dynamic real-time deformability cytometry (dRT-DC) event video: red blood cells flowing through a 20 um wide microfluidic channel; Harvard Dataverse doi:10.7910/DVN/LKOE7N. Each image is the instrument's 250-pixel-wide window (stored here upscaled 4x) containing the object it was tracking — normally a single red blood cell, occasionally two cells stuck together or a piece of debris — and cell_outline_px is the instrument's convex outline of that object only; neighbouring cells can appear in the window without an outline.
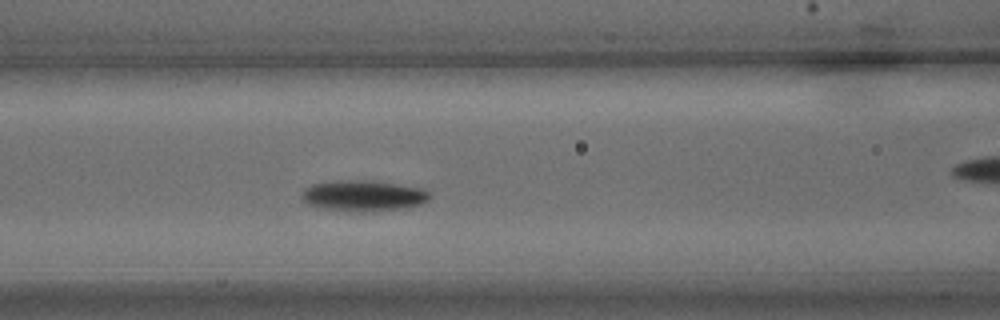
{"species": "common noctule bat (a hibernating species)", "species_latin": "Nyctalus noctula", "temperature_condition": "warm", "stored_images_in_passage": 30, "camera_frame_rate_fps": 3000, "um_per_image_px": 0.085, "animal": {"sex": "male", "body_mass_g": 15.6}, "frame": {"image": 1, "passage_image": 10, "time_ms": 3.0, "image_size_px": [1000, 320], "cell_outline_px": [[432, 196], [428, 200], [420, 204], [408, 208], [372, 212], [324, 208], [308, 204], [300, 196], [300, 192], [304, 188], [312, 184], [336, 180], [372, 180], [424, 188], [432, 192]], "centroid_in_image_um": [30.94, 16.62], "position_along_channel_um": 135.7, "area_um2": 23.35}}
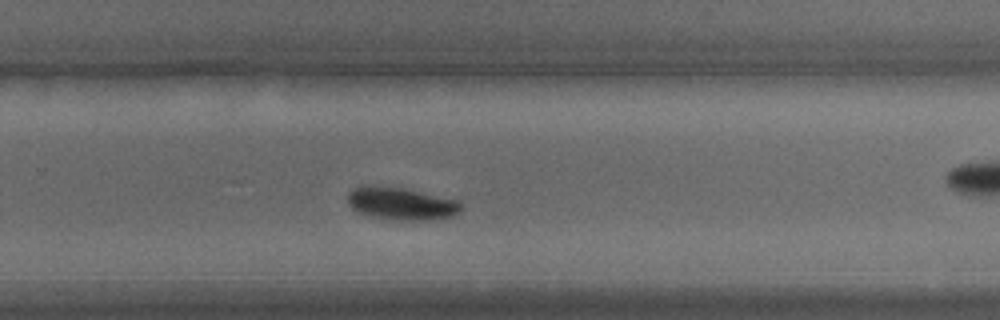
{"frame": {"image": 2, "passage_image": 18, "time_ms": 5.667, "image_size_px": [1000, 320], "cell_outline_px": [[464, 204], [460, 212], [452, 216], [436, 220], [400, 220], [372, 216], [360, 212], [352, 208], [348, 204], [348, 192], [352, 188], [364, 184], [368, 184], [404, 188], [460, 200]], "centroid_in_image_um": [34.14, 17.28], "position_along_channel_um": 295.7, "area_um2": 21.91}}
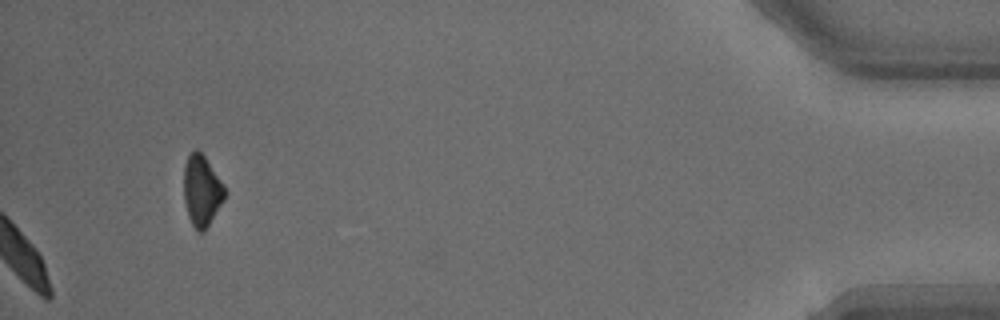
{"frame": {"image": 3, "passage_image": 30, "time_ms": 9.667, "image_size_px": [1000, 320], "cell_outline_px": [[228, 192], [224, 200], [204, 232], [200, 232], [192, 224], [188, 216], [184, 200], [184, 164], [188, 156], [196, 148], [204, 156], [224, 184]], "centroid_in_image_um": [17.17, 16.2], "position_along_channel_um": 418.0, "area_um2": 16.94}}